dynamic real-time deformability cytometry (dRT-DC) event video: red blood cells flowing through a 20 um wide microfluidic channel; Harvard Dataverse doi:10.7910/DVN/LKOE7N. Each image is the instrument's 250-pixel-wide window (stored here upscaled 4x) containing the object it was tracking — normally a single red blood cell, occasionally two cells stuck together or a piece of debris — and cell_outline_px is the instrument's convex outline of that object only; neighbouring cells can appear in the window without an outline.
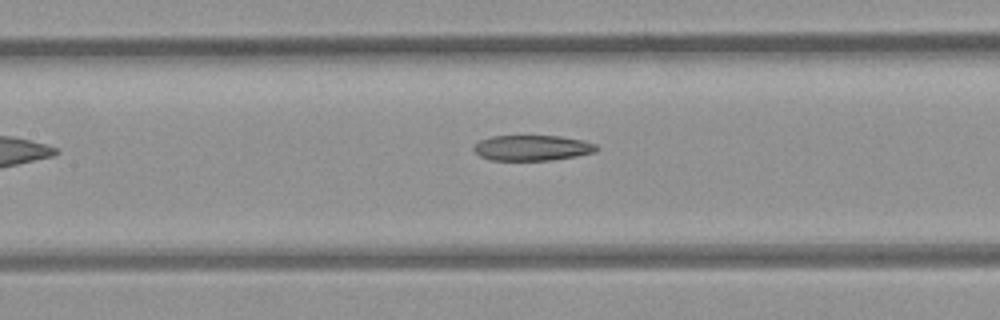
{"species": "common noctule bat (a hibernating species)", "species_latin": "Nyctalus noctula", "temperature_condition": "room temperature", "stored_images_in_passage": 7, "camera_frame_rate_fps": 3000, "um_per_image_px": 0.085, "animal": {"sex": "female", "body_mass_g": 21.9}, "frame": {"image": 1, "passage_image": 7, "time_ms": 7.333, "image_size_px": [1000, 320], "cell_outline_px": [[600, 148], [596, 152], [576, 156], [552, 160], [492, 160], [480, 156], [472, 148], [480, 140], [492, 136], [560, 136], [584, 140], [596, 144]], "centroid_in_image_um": [45.28, 12.57], "position_along_channel_um": 162.1, "area_um2": 18.26}}